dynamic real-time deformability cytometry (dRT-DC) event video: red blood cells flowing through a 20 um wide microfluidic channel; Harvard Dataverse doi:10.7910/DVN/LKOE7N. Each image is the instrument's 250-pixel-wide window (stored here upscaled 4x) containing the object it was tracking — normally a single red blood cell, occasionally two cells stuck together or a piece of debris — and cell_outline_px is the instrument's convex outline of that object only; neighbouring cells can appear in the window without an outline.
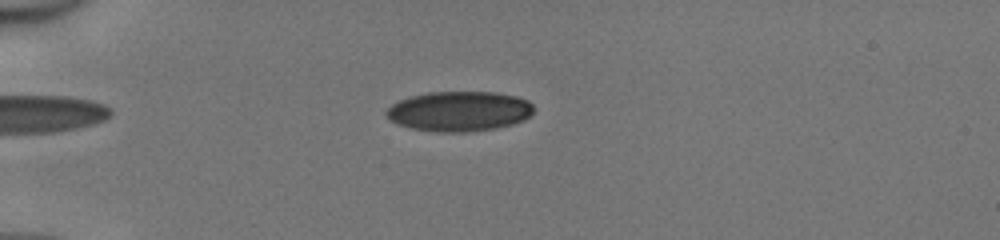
{"species": "human", "species_latin": "Homo sapiens", "temperature_condition": "cold", "stored_images_in_passage": 50, "camera_frame_rate_fps": 3000, "um_per_image_px": 0.085, "donor": {"sex": "male"}, "frame": {"image": 1, "passage_image": 14, "time_ms": 4.333, "image_size_px": [1000, 240], "cell_outline_px": [[532, 112], [524, 120], [512, 124], [496, 128], [464, 132], [436, 132], [412, 128], [396, 124], [388, 120], [384, 116], [384, 112], [392, 104], [400, 100], [412, 96], [428, 92], [496, 92], [516, 96], [528, 100], [532, 104]], "centroid_in_image_um": [38.99, 9.46], "position_along_channel_um": 46.0, "area_um2": 34.45}}
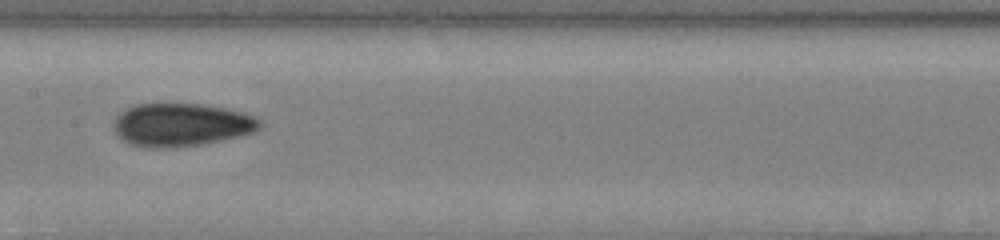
{"frame": {"image": 2, "passage_image": 27, "time_ms": 8.667, "image_size_px": [1000, 240], "cell_outline_px": [[264, 128], [240, 136], [204, 144], [176, 148], [148, 148], [128, 144], [112, 128], [112, 120], [124, 108], [132, 104], [156, 100], [168, 100], [204, 104], [228, 108], [244, 112], [256, 116], [264, 120]], "centroid_in_image_um": [15.4, 10.55], "position_along_channel_um": 192.0, "area_um2": 38.9}}
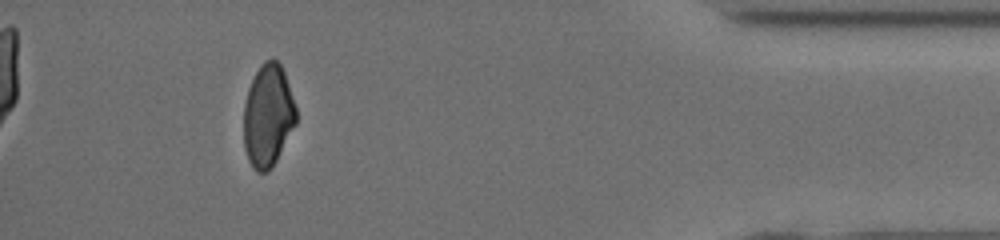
{"frame": {"image": 3, "passage_image": 46, "time_ms": 15.0, "image_size_px": [1000, 240], "cell_outline_px": [[296, 124], [272, 168], [268, 172], [256, 172], [252, 168], [248, 160], [244, 148], [244, 104], [248, 88], [260, 64], [264, 60], [276, 60], [280, 64], [284, 72], [296, 108]], "centroid_in_image_um": [22.76, 9.86], "position_along_channel_um": 412.4, "area_um2": 31.33}, "authors_computed_cell_mechanics": {"area_um2": 33.8997, "velocity_mm_per_s": 4.1863, "shape_relaxation_time_tau1_ms": 5.161, "shape_relaxation_time_tau2_ms": 1.4225, "deformation_change_tau1": 0.1168, "deformation_change_tau2": 0.0498}}